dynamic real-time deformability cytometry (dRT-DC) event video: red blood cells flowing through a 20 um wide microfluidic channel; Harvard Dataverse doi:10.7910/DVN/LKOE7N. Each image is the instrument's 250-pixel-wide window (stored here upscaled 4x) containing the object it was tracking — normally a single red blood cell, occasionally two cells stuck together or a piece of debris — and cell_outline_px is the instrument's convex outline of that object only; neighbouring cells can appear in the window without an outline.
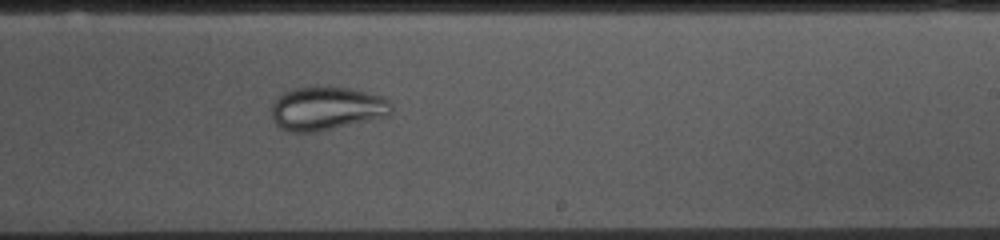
{"species": "common noctule bat (a hibernating species)", "species_latin": "Nyctalus noctula", "temperature_condition": "cold", "stored_images_in_passage": 53, "camera_frame_rate_fps": 3000, "um_per_image_px": 0.085, "animal": {"sex": "female", "body_mass_g": 10.0, "forearm_length_mm": 53.1}, "frame": {"image": 1, "passage_image": 31, "time_ms": 10.0, "image_size_px": [1000, 240], "cell_outline_px": [[392, 108], [388, 116], [316, 132], [292, 132], [280, 128], [272, 120], [272, 100], [284, 92], [292, 88], [348, 88], [384, 96], [392, 104]], "centroid_in_image_um": [27.74, 9.23], "position_along_channel_um": 261.3, "area_um2": 30.23}}
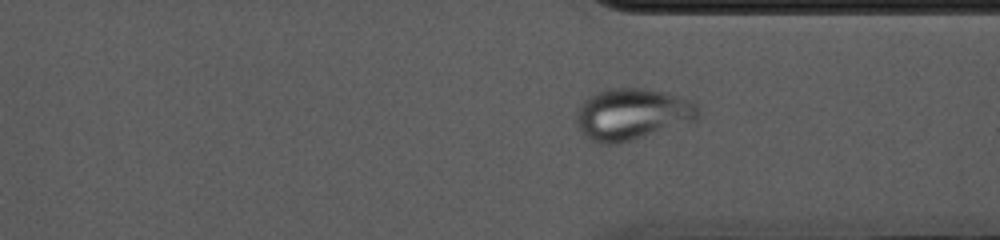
{"frame": {"image": 2, "passage_image": 39, "time_ms": 12.667, "image_size_px": [1000, 240], "cell_outline_px": [[700, 112], [696, 120], [632, 140], [616, 144], [596, 144], [580, 128], [576, 120], [576, 112], [580, 104], [588, 96], [596, 92], [608, 88], [640, 88], [664, 92], [692, 100], [696, 104]], "centroid_in_image_um": [53.72, 9.69], "position_along_channel_um": 357.7, "area_um2": 36.41}}
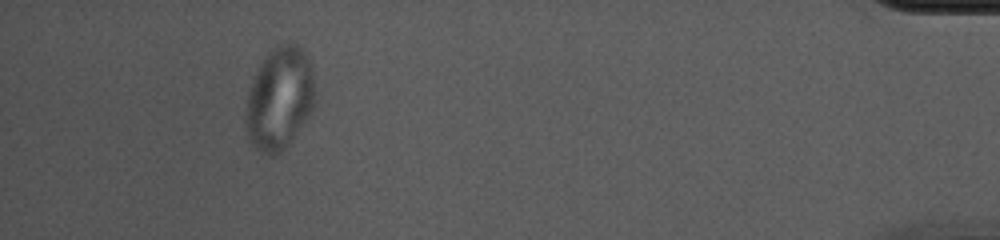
{"frame": {"image": 3, "passage_image": 49, "time_ms": 16.0, "image_size_px": [1000, 240], "cell_outline_px": [[316, 96], [312, 108], [288, 144], [280, 152], [272, 156], [260, 152], [252, 148], [248, 136], [244, 120], [244, 116], [248, 92], [252, 76], [256, 68], [264, 56], [276, 44], [300, 44], [308, 56], [312, 64], [316, 92]], "centroid_in_image_um": [23.73, 8.32], "position_along_channel_um": 411.5, "area_um2": 42.14}}